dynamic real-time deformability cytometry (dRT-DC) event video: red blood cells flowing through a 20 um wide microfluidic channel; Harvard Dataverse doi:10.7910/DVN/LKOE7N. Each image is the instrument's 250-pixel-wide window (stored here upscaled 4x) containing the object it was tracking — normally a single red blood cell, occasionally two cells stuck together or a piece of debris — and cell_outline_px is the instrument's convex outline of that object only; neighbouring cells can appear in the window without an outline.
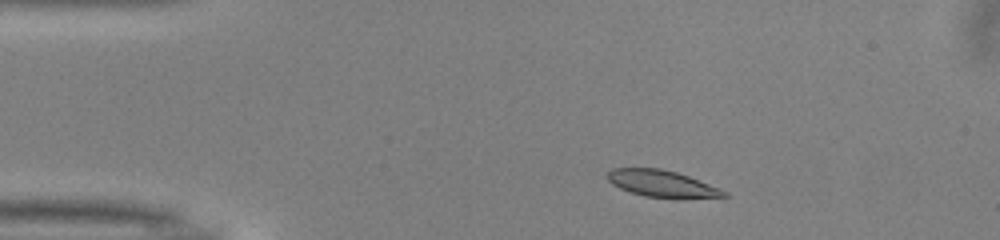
{"species": "common noctule bat (a hibernating species)", "species_latin": "Nyctalus noctula", "temperature_condition": "warm", "stored_images_in_passage": 47, "camera_frame_rate_fps": 3000, "um_per_image_px": 0.085, "animal": {"sex": "male", "body_mass_g": 13.0, "forearm_length_mm": 53.1}, "frame": {"image": 1, "passage_image": 5, "time_ms": 1.333, "image_size_px": [1000, 240], "cell_outline_px": [[728, 196], [680, 200], [676, 200], [644, 196], [620, 188], [612, 184], [604, 176], [612, 168], [660, 168], [676, 172], [688, 176], [720, 188], [728, 192]], "centroid_in_image_um": [56.3, 15.64], "position_along_channel_um": 28.7, "area_um2": 18.67}}
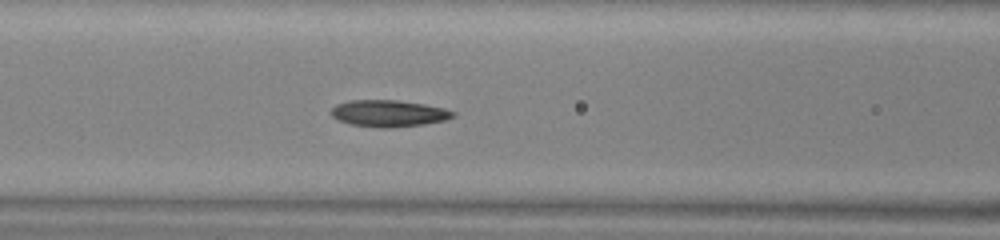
{"frame": {"image": 2, "passage_image": 17, "time_ms": 5.333, "image_size_px": [1000, 240], "cell_outline_px": [[456, 116], [444, 120], [424, 124], [388, 128], [380, 128], [352, 124], [336, 120], [328, 112], [336, 104], [348, 100], [396, 100], [424, 104], [444, 108], [456, 112]], "centroid_in_image_um": [33.01, 9.63], "position_along_channel_um": 133.6, "area_um2": 19.07}}
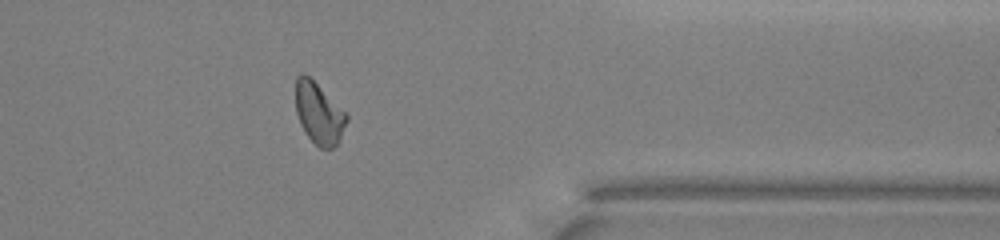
{"frame": {"image": 3, "passage_image": 37, "time_ms": 12.0, "image_size_px": [1000, 240], "cell_outline_px": [[348, 120], [340, 140], [332, 148], [320, 148], [304, 132], [300, 124], [296, 112], [296, 76], [300, 72], [304, 72], [348, 112]], "centroid_in_image_um": [27.12, 9.61], "position_along_channel_um": 384.3, "area_um2": 18.5}, "authors_computed_cell_mechanics": {"area_um2": 18.6116, "velocity_mm_per_s": 4.0126, "shape_relaxation_time_tau1_ms": 4.5456, "shape_relaxation_time_tau2_ms": 3.2709, "deformation_change_tau1": 0.124, "deformation_change_tau2": 0.0898}}